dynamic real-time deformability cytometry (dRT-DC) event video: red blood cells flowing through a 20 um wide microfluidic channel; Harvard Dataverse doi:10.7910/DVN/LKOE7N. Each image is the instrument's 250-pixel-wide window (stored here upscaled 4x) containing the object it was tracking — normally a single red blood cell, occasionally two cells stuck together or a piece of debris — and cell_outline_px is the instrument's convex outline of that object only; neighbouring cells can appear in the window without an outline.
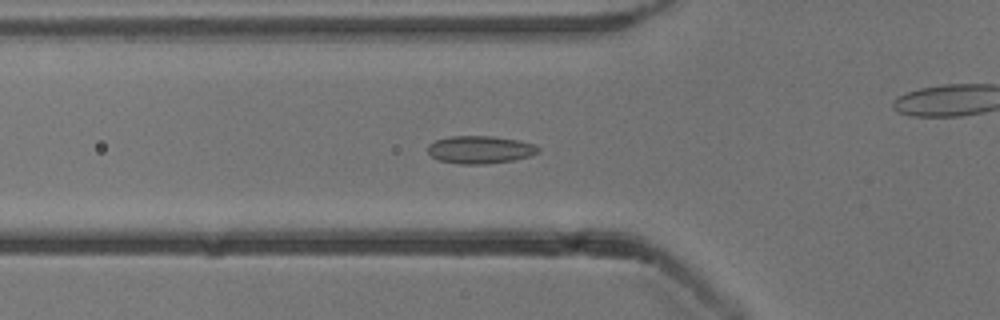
{"species": "common noctule bat (a hibernating species)", "species_latin": "Nyctalus noctula", "temperature_condition": "cold", "stored_images_in_passage": 50, "camera_frame_rate_fps": 3000, "um_per_image_px": 0.085, "animal": {"sex": "male", "body_mass_g": 13.3}, "frame": {"image": 1, "passage_image": 14, "time_ms": 4.333, "image_size_px": [1000, 320], "cell_outline_px": [[540, 152], [528, 156], [512, 160], [484, 164], [460, 164], [440, 160], [432, 156], [428, 152], [428, 144], [436, 140], [452, 136], [492, 136], [516, 140], [536, 144], [540, 148]], "centroid_in_image_um": [40.82, 12.71], "position_along_channel_um": 85.0, "area_um2": 17.69}}
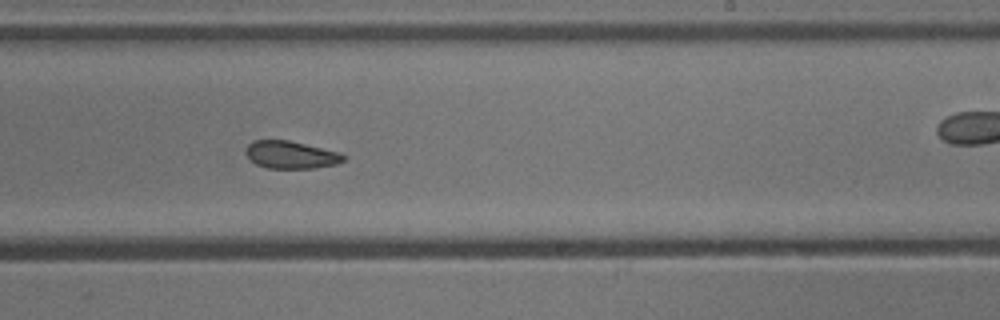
{"frame": {"image": 2, "passage_image": 28, "time_ms": 9.0, "image_size_px": [1000, 320], "cell_outline_px": [[344, 160], [336, 164], [316, 168], [268, 168], [256, 164], [244, 152], [248, 144], [252, 140], [288, 140], [340, 152], [344, 156]], "centroid_in_image_um": [24.71, 13.15], "position_along_channel_um": 264.3, "area_um2": 15.61}}
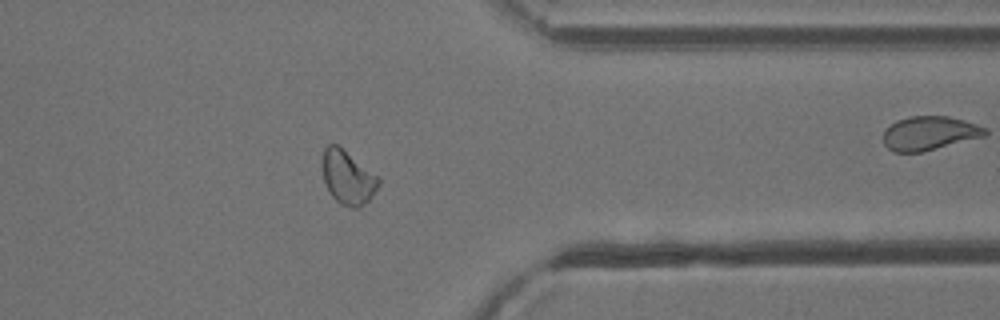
{"frame": {"image": 3, "passage_image": 38, "time_ms": 12.333, "image_size_px": [1000, 320], "cell_outline_px": [[380, 184], [368, 200], [360, 208], [352, 208], [340, 204], [332, 196], [324, 180], [320, 160], [324, 148], [328, 144], [336, 144], [380, 176]], "centroid_in_image_um": [29.55, 15.07], "position_along_channel_um": 381.8, "area_um2": 17.8}, "authors_computed_cell_mechanics": {"area_um2": 17.3689, "velocity_mm_per_s": 3.8345, "shape_relaxation_time_tau1_ms": null, "shape_relaxation_time_tau2_ms": 2.2735, "deformation_change_tau1": null, "deformation_change_tau2": 0.0713}}